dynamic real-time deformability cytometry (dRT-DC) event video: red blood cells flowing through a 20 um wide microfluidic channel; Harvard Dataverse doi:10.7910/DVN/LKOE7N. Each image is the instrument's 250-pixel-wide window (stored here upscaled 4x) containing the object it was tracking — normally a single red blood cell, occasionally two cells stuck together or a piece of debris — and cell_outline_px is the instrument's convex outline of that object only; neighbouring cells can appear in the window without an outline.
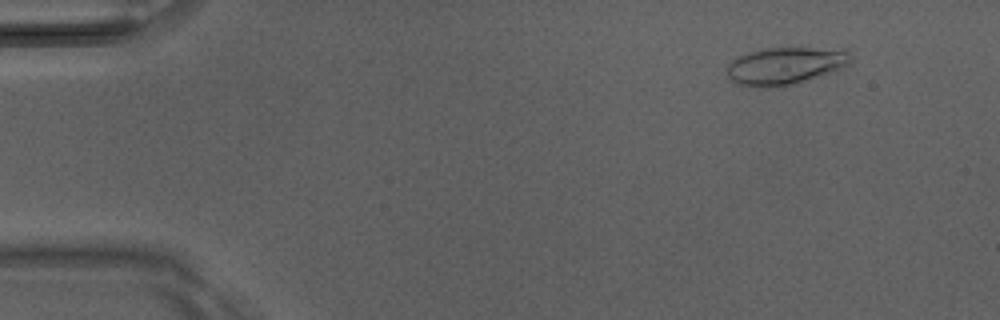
{"species": "Egyptian fruit bat (a non-hibernating species)", "species_latin": "Rousettus aegyptiacus", "temperature_condition": "room temperature", "stored_images_in_passage": 50, "camera_frame_rate_fps": 3000, "um_per_image_px": 0.085, "animal": {"sex": "male"}, "frame": {"image": 1, "passage_image": 5, "time_ms": 1.333, "image_size_px": [1000, 320], "cell_outline_px": [[852, 60], [848, 64], [840, 68], [784, 88], [756, 88], [736, 84], [728, 76], [728, 64], [732, 60], [748, 52], [768, 48], [844, 48], [852, 56]], "centroid_in_image_um": [66.74, 5.61], "position_along_channel_um": 18.3, "area_um2": 27.17}}
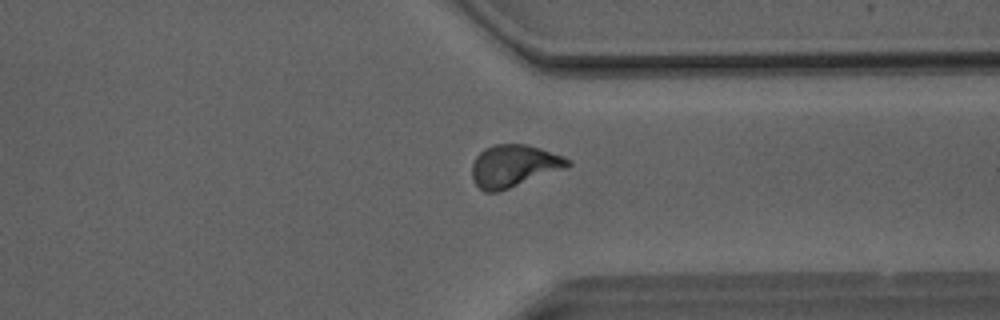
{"frame": {"image": 2, "passage_image": 38, "time_ms": 12.333, "image_size_px": [1000, 320], "cell_outline_px": [[572, 164], [568, 168], [496, 192], [484, 192], [472, 180], [472, 164], [476, 156], [484, 148], [492, 144], [528, 144], [564, 156], [572, 160]], "centroid_in_image_um": [43.7, 14.08], "position_along_channel_um": 367.7, "area_um2": 23.76}}
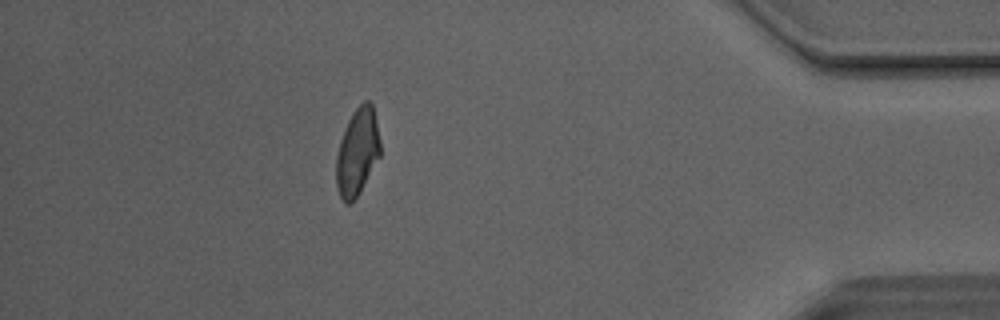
{"frame": {"image": 3, "passage_image": 44, "time_ms": 14.333, "image_size_px": [1000, 320], "cell_outline_px": [[380, 156], [356, 196], [348, 204], [344, 204], [336, 188], [336, 156], [340, 140], [344, 128], [352, 112], [364, 100], [368, 100], [372, 104], [380, 140]], "centroid_in_image_um": [30.35, 12.89], "position_along_channel_um": 404.8, "area_um2": 22.14}, "authors_computed_cell_mechanics": {"area_um2": 23.12, "velocity_mm_per_s": 4.1286, "shape_relaxation_time_tau1_ms": 5.9204, "shape_relaxation_time_tau2_ms": 1.4768, "deformation_change_tau1": 0.1852, "deformation_change_tau2": 0.0792}}